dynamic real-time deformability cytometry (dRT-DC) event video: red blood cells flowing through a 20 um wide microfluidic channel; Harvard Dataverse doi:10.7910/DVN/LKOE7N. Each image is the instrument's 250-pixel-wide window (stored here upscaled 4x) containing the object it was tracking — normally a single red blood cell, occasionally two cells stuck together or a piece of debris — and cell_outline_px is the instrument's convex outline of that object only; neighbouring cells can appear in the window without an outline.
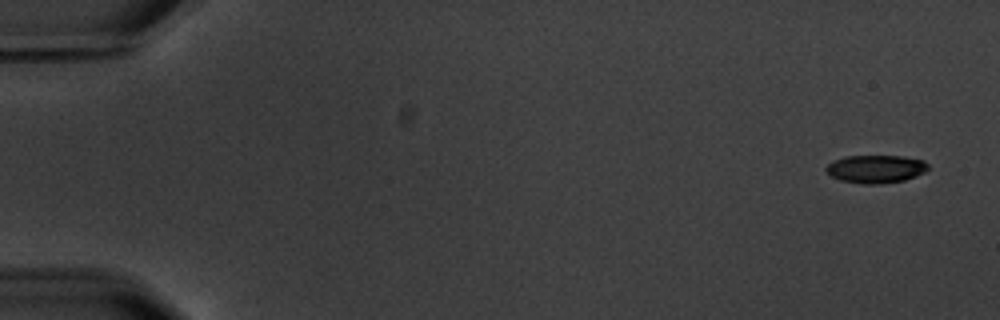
{"species": "common noctule bat (a hibernating species)", "species_latin": "Nyctalus noctula", "temperature_condition": "warm", "stored_images_in_passage": 9, "camera_frame_rate_fps": 3000, "um_per_image_px": 0.085, "animal": {"sex": "male", "body_mass_g": 20.1, "forearm_length_mm": 53.5}, "frame": {"image": 1, "passage_image": 1, "time_ms": 0.0, "image_size_px": [1000, 320], "cell_outline_px": [[928, 168], [924, 172], [916, 176], [904, 180], [880, 184], [864, 184], [840, 180], [832, 176], [824, 168], [828, 164], [844, 156], [904, 156], [924, 160], [928, 164]], "centroid_in_image_um": [74.46, 14.36], "position_along_channel_um": 10.5, "area_um2": 16.59}}
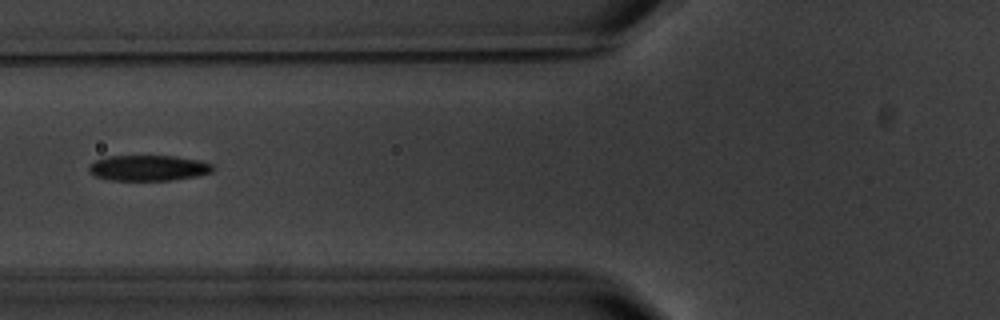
{"frame": {"image": 2, "passage_image": 6, "time_ms": 7.0, "image_size_px": [1000, 320], "cell_outline_px": [[212, 172], [196, 176], [172, 180], [112, 180], [96, 176], [88, 172], [88, 168], [96, 160], [108, 156], [176, 156], [200, 160], [212, 164]], "centroid_in_image_um": [12.62, 14.27], "position_along_channel_um": 113.2, "area_um2": 18.38}}
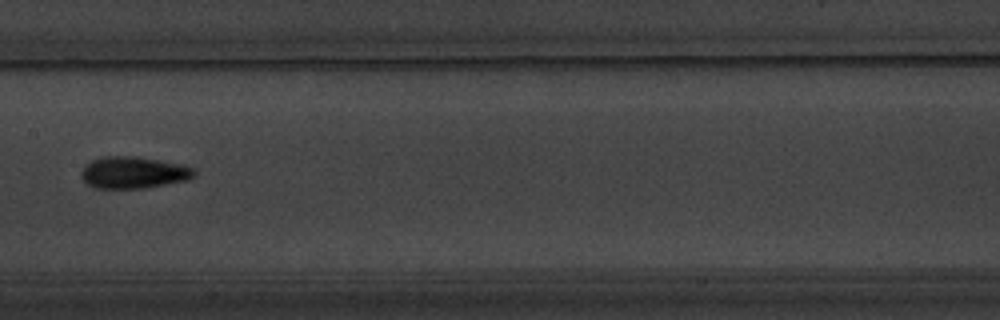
{"frame": {"image": 3, "passage_image": 8, "time_ms": 9.333, "image_size_px": [1000, 320], "cell_outline_px": [[196, 176], [188, 180], [144, 188], [92, 188], [80, 176], [80, 172], [92, 160], [104, 156], [136, 156], [180, 164], [192, 168], [196, 172]], "centroid_in_image_um": [11.35, 14.67], "position_along_channel_um": 196.1, "area_um2": 20.87}}